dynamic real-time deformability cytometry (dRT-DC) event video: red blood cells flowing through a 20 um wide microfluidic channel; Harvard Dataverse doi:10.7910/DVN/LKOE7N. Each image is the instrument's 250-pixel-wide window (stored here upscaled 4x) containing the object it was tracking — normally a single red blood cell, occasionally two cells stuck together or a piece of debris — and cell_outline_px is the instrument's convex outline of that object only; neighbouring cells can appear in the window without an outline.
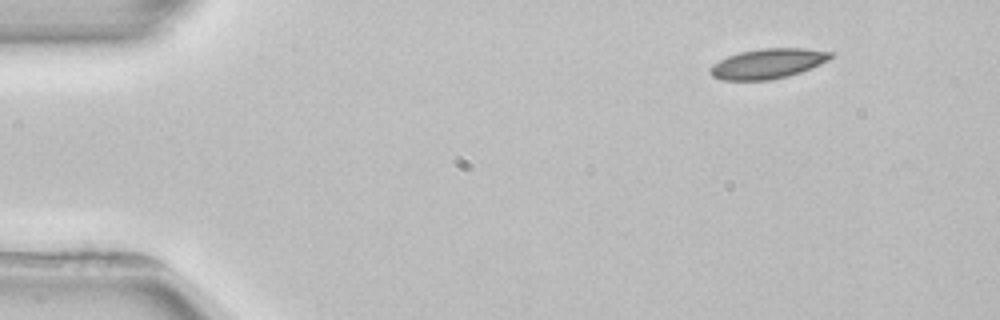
{"species": "common noctule bat (a hibernating species)", "species_latin": "Nyctalus noctula", "temperature_condition": "room temperature", "stored_images_in_passage": 3, "camera_frame_rate_fps": 3000, "um_per_image_px": 0.085, "animal": {"sex": "female", "body_mass_g": 22.7, "forearm_length_mm": 54.2}, "frame": {"image": 1, "passage_image": 1, "time_ms": 0.0, "image_size_px": [1000, 320], "cell_outline_px": [[832, 56], [828, 60], [820, 64], [800, 72], [788, 76], [768, 80], [720, 80], [712, 76], [708, 72], [708, 68], [712, 64], [728, 56], [740, 52], [760, 48], [804, 48], [832, 52]], "centroid_in_image_um": [65.21, 5.41], "position_along_channel_um": 19.8, "area_um2": 21.04}}
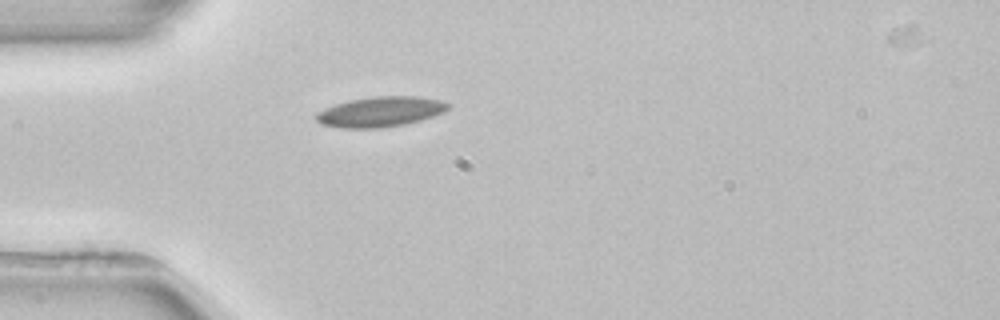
{"frame": {"image": 2, "passage_image": 3, "time_ms": 3.0, "image_size_px": [1000, 320], "cell_outline_px": [[452, 104], [444, 112], [420, 120], [404, 124], [380, 128], [340, 128], [320, 124], [316, 120], [316, 112], [324, 108], [348, 100], [372, 96], [416, 96], [440, 100]], "centroid_in_image_um": [32.31, 9.49], "position_along_channel_um": 52.7, "area_um2": 23.29}}